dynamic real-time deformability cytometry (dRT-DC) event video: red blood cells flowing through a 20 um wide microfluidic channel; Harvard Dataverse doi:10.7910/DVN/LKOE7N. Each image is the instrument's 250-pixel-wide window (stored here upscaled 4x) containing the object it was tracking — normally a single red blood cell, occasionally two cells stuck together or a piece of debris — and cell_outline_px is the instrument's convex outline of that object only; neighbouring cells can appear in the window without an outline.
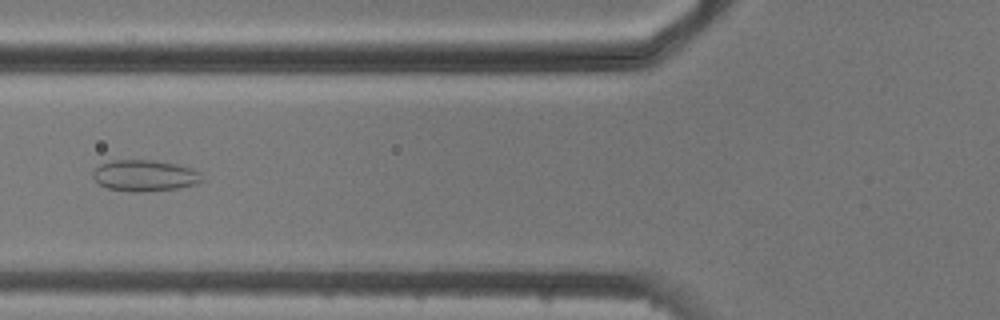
{"species": "common noctule bat (a hibernating species)", "species_latin": "Nyctalus noctula", "temperature_condition": "cold", "stored_images_in_passage": 7, "camera_frame_rate_fps": 3000, "um_per_image_px": 0.085, "animal": {"sex": "male", "body_mass_g": 20.5, "forearm_length_mm": 52.5}, "frame": {"image": 1, "passage_image": 7, "time_ms": 6.667, "image_size_px": [1000, 320], "cell_outline_px": [[204, 180], [196, 184], [176, 188], [144, 192], [132, 192], [108, 188], [100, 184], [92, 176], [92, 172], [100, 164], [112, 160], [156, 160], [176, 164], [192, 168], [200, 172]], "centroid_in_image_um": [12.32, 14.92], "position_along_channel_um": 113.5, "area_um2": 19.94}}